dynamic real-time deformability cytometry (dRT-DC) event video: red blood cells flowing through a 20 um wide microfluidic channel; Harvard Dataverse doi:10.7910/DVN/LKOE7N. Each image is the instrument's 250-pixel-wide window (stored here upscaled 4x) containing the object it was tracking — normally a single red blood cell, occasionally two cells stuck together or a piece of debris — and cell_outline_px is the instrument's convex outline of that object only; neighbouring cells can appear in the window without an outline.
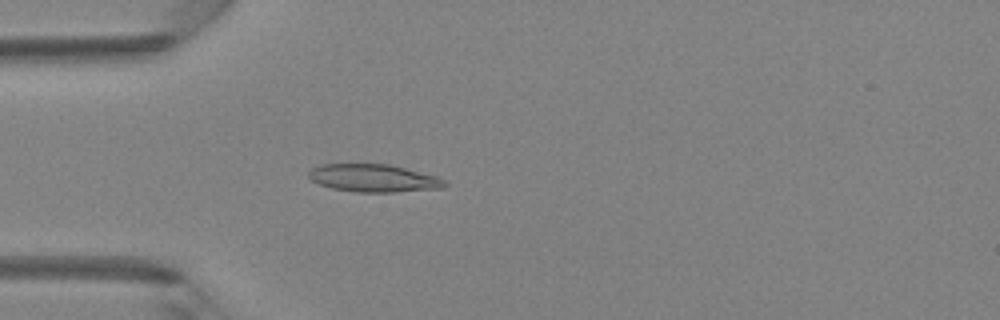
{"species": "Egyptian fruit bat (a non-hibernating species)", "species_latin": "Rousettus aegyptiacus", "temperature_condition": "room temperature", "stored_images_in_passage": 36, "camera_frame_rate_fps": 3000, "um_per_image_px": 0.085, "animal": {"sex": "female"}, "frame": {"image": 1, "passage_image": 2, "time_ms": 0.333, "image_size_px": [1000, 320], "cell_outline_px": [[448, 184], [444, 188], [396, 192], [356, 192], [332, 188], [320, 184], [312, 180], [308, 176], [308, 172], [312, 168], [320, 164], [388, 164], [436, 176], [444, 180]], "centroid_in_image_um": [31.76, 15.14], "position_along_channel_um": 53.2, "area_um2": 21.91}}
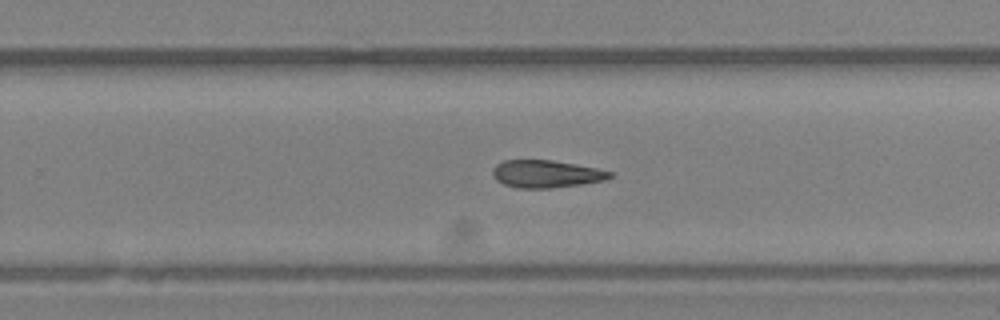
{"frame": {"image": 2, "passage_image": 19, "time_ms": 6.0, "image_size_px": [1000, 320], "cell_outline_px": [[616, 176], [604, 180], [580, 184], [552, 188], [516, 188], [504, 184], [496, 180], [492, 172], [492, 168], [496, 164], [504, 160], [552, 160], [576, 164], [616, 172]], "centroid_in_image_um": [46.45, 14.78], "position_along_channel_um": 283.3, "area_um2": 18.96}}
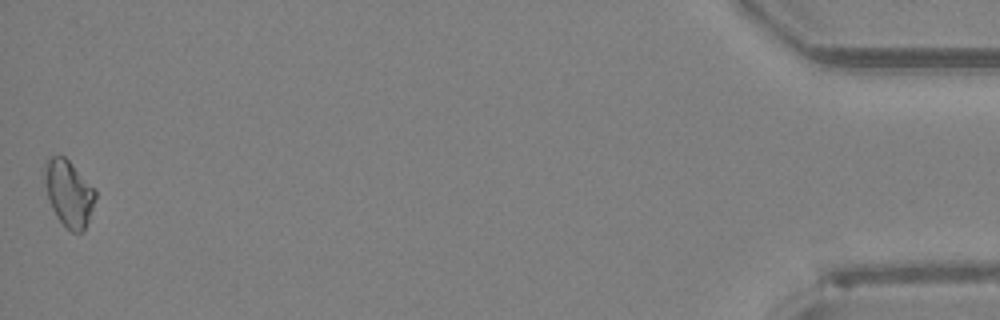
{"frame": {"image": 3, "passage_image": 36, "time_ms": 11.667, "image_size_px": [1000, 320], "cell_outline_px": [[96, 196], [84, 232], [72, 232], [56, 216], [48, 200], [44, 184], [44, 164], [48, 156], [64, 156], [72, 164], [96, 192]], "centroid_in_image_um": [5.81, 16.41], "position_along_channel_um": 429.4, "area_um2": 19.36}, "authors_computed_cell_mechanics": {"area_um2": 19.1607, "velocity_mm_per_s": 4.2072, "shape_relaxation_time_tau1_ms": 5.5033, "shape_relaxation_time_tau2_ms": null, "deformation_change_tau1": 0.1183, "deformation_change_tau2": null}}